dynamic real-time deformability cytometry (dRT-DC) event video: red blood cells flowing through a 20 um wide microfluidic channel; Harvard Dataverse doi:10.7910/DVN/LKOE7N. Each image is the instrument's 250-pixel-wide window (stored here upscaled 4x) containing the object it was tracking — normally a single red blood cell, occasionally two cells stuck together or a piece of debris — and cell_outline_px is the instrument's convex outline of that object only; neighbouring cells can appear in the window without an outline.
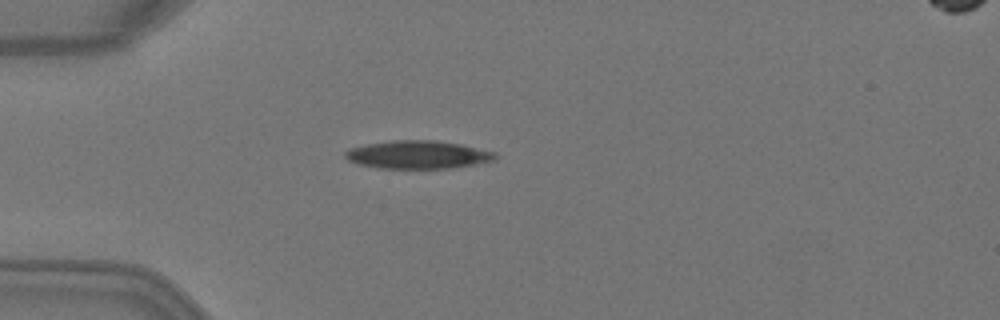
{"species": "Egyptian fruit bat (a non-hibernating species)", "species_latin": "Rousettus aegyptiacus", "temperature_condition": "warm", "stored_images_in_passage": 2, "camera_frame_rate_fps": 3000, "um_per_image_px": 0.085, "animal": {"sex": "female"}, "frame": {"image": 1, "passage_image": 2, "time_ms": 0.333, "image_size_px": [1000, 320], "cell_outline_px": [[496, 160], [448, 168], [376, 168], [356, 164], [348, 160], [344, 156], [344, 152], [348, 148], [364, 144], [392, 140], [436, 140], [464, 144], [496, 152]], "centroid_in_image_um": [35.47, 13.13], "position_along_channel_um": 49.5, "area_um2": 24.8}}